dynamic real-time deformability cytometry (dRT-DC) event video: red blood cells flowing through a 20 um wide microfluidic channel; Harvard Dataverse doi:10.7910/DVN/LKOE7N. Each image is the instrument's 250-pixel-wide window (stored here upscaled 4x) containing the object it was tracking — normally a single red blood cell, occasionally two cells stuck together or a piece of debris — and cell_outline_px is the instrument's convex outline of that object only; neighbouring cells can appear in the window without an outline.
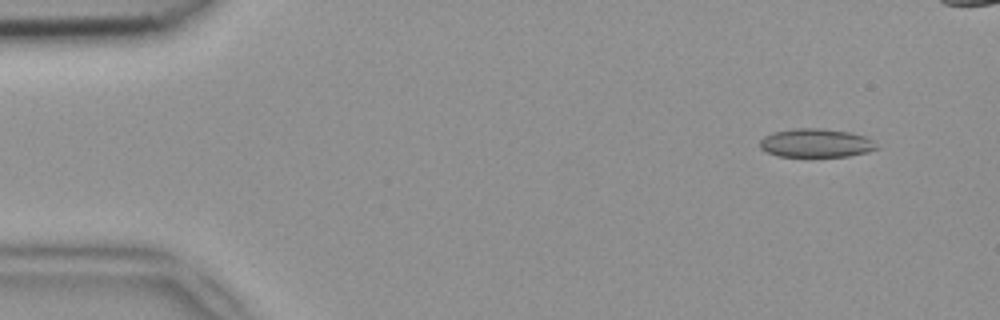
{"species": "common noctule bat (a hibernating species)", "species_latin": "Nyctalus noctula", "temperature_condition": "room temperature", "stored_images_in_passage": 16, "camera_frame_rate_fps": 3000, "um_per_image_px": 0.085, "animal": {"sex": "female", "body_mass_g": 18.4}, "frame": {"image": 1, "passage_image": 5, "time_ms": 1.333, "image_size_px": [1000, 320], "cell_outline_px": [[880, 148], [868, 152], [848, 156], [776, 156], [760, 148], [760, 140], [764, 136], [772, 132], [792, 128], [824, 128], [852, 132], [864, 136], [872, 140]], "centroid_in_image_um": [69.36, 12.14], "position_along_channel_um": 15.6, "area_um2": 19.65}}